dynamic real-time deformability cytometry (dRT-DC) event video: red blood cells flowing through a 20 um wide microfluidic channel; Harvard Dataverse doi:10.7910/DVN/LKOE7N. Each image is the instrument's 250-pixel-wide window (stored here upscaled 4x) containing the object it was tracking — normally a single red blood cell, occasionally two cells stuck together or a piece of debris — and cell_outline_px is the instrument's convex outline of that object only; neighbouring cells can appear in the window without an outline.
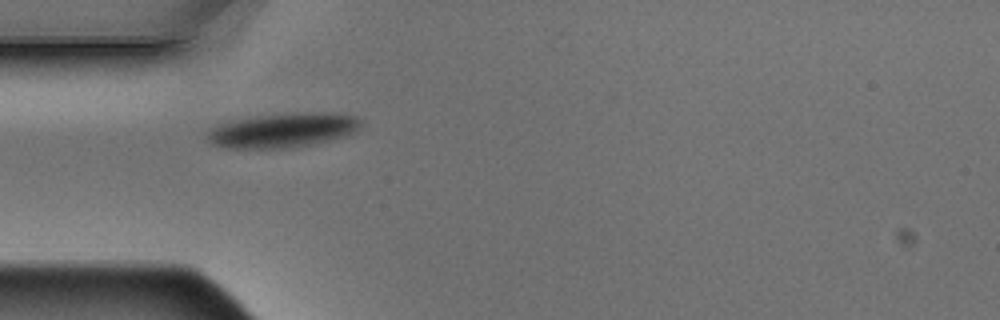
{"species": "Egyptian fruit bat (a non-hibernating species)", "species_latin": "Rousettus aegyptiacus", "temperature_condition": "warm", "stored_images_in_passage": 7, "camera_frame_rate_fps": 3000, "um_per_image_px": 0.085, "animal": {"sex": "male"}, "frame": {"image": 1, "passage_image": 1, "time_ms": 0.0, "image_size_px": [1000, 320], "cell_outline_px": [[364, 120], [352, 132], [344, 136], [308, 144], [284, 148], [224, 148], [212, 144], [204, 136], [212, 128], [228, 120], [260, 116], [312, 112], [328, 112], [356, 116]], "centroid_in_image_um": [23.98, 11.07], "position_along_channel_um": 61.0, "area_um2": 30.4}}
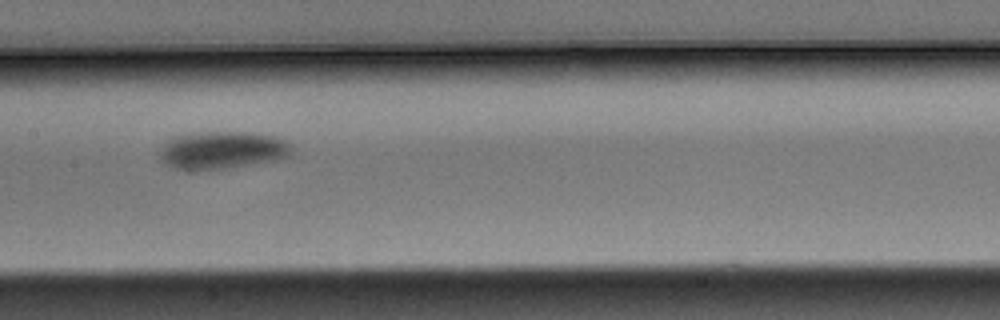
{"frame": {"image": 2, "passage_image": 4, "time_ms": 1.0, "image_size_px": [1000, 320], "cell_outline_px": [[288, 156], [276, 160], [224, 168], [188, 172], [184, 172], [172, 168], [160, 160], [160, 152], [164, 144], [172, 136], [200, 132], [252, 132], [276, 136], [284, 140], [288, 144]], "centroid_in_image_um": [18.79, 12.77], "position_along_channel_um": 188.6, "area_um2": 29.07}}
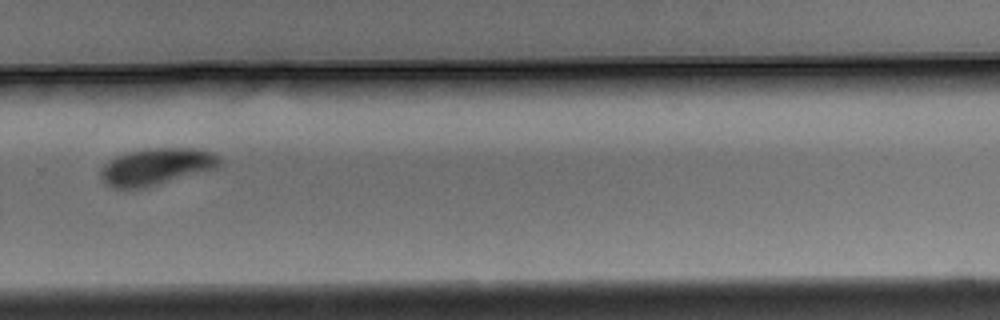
{"frame": {"image": 3, "passage_image": 7, "time_ms": 2.0, "image_size_px": [1000, 320], "cell_outline_px": [[220, 164], [216, 168], [160, 184], [144, 188], [112, 188], [104, 184], [100, 172], [104, 164], [116, 156], [124, 152], [144, 148], [192, 148], [212, 152], [220, 156]], "centroid_in_image_um": [13.26, 14.16], "position_along_channel_um": 316.5, "area_um2": 25.66}}